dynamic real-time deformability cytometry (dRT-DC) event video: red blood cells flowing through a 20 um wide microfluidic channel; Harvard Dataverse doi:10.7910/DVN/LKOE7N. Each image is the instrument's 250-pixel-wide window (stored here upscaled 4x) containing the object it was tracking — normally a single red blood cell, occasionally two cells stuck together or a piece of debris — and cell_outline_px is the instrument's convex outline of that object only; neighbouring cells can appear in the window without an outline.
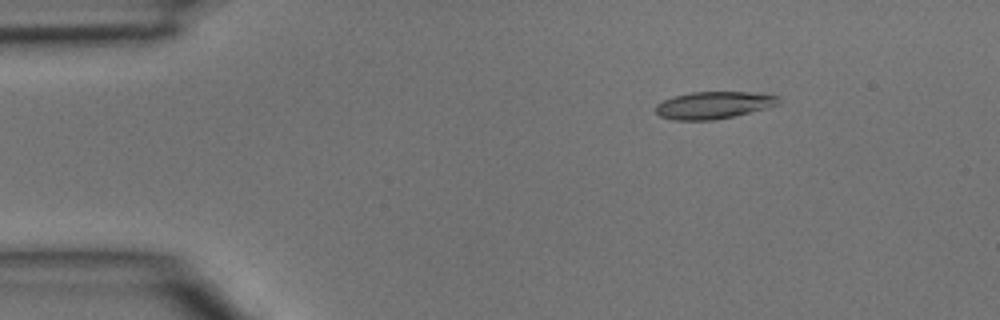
{"species": "common noctule bat (a hibernating species)", "species_latin": "Nyctalus noctula", "temperature_condition": "room temperature", "stored_images_in_passage": 3, "camera_frame_rate_fps": 3000, "um_per_image_px": 0.085, "animal": {"sex": "male", "body_mass_g": 15.6}, "frame": {"image": 1, "passage_image": 1, "time_ms": 0.0, "image_size_px": [1000, 320], "cell_outline_px": [[780, 104], [732, 116], [712, 120], [672, 120], [660, 116], [656, 112], [656, 104], [664, 100], [676, 96], [692, 92], [748, 92], [780, 96]], "centroid_in_image_um": [60.64, 8.93], "position_along_channel_um": 24.4, "area_um2": 19.19}}
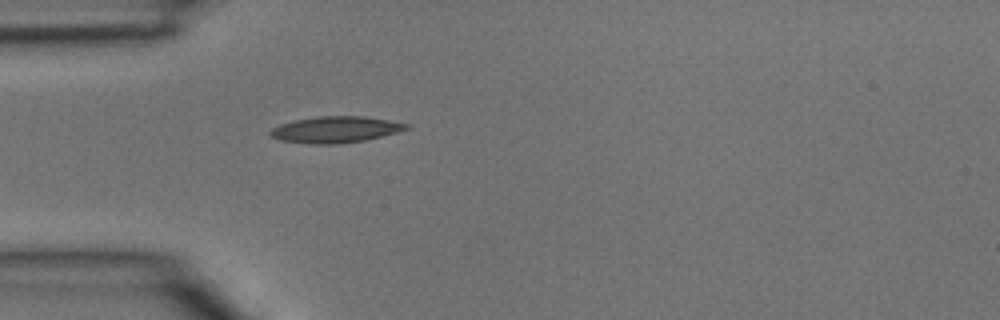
{"frame": {"image": 2, "passage_image": 3, "time_ms": 0.667, "image_size_px": [1000, 320], "cell_outline_px": [[412, 128], [364, 140], [336, 144], [312, 144], [280, 140], [272, 136], [268, 132], [272, 128], [280, 124], [296, 120], [320, 116], [364, 116], [412, 124]], "centroid_in_image_um": [28.55, 11.01], "position_along_channel_um": 56.5, "area_um2": 20.75}}